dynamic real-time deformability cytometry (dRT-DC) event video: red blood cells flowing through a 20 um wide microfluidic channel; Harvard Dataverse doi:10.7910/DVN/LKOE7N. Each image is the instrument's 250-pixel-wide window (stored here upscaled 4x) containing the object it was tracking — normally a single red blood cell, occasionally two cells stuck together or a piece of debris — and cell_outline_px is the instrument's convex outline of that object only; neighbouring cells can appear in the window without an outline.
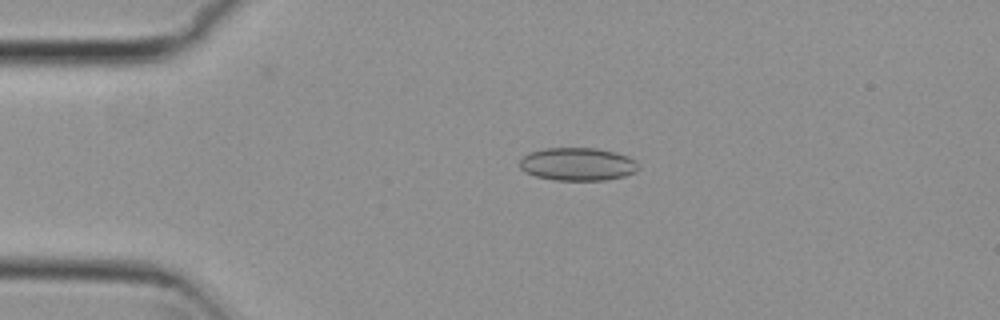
{"species": "common noctule bat (a hibernating species)", "species_latin": "Nyctalus noctula", "temperature_condition": "cold", "stored_images_in_passage": 4, "camera_frame_rate_fps": 3000, "um_per_image_px": 0.085, "animal": {"sex": "female", "body_mass_g": 29.2, "forearm_length_mm": 56.3}, "frame": {"image": 1, "passage_image": 3, "time_ms": 0.667, "image_size_px": [1000, 320], "cell_outline_px": [[640, 168], [636, 172], [624, 176], [604, 180], [556, 180], [536, 176], [524, 172], [520, 168], [520, 160], [524, 156], [532, 152], [544, 148], [596, 148], [616, 152], [628, 156], [636, 160]], "centroid_in_image_um": [49.13, 13.95], "position_along_channel_um": 35.9, "area_um2": 22.89}}